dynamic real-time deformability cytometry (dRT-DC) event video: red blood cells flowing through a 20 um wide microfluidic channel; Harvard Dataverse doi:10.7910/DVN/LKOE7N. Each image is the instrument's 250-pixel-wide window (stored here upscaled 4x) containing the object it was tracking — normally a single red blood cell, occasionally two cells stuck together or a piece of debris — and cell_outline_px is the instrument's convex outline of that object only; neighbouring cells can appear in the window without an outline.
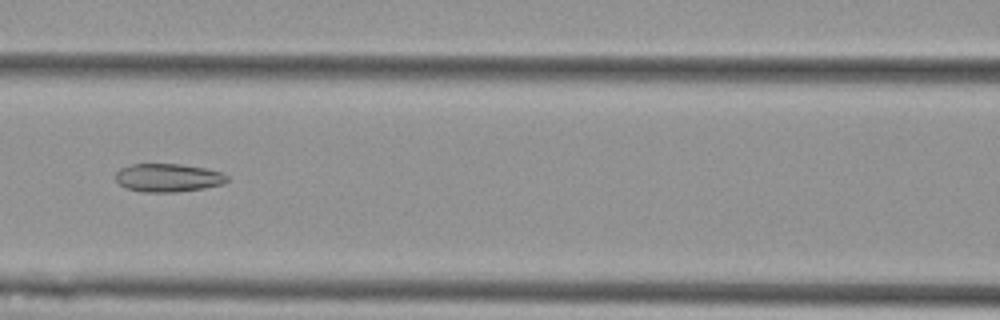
{"species": "Egyptian fruit bat (a non-hibernating species)", "species_latin": "Rousettus aegyptiacus", "temperature_condition": "cold", "stored_images_in_passage": 5, "camera_frame_rate_fps": 3000, "um_per_image_px": 0.085, "animal": {"sex": "female"}, "frame": {"image": 1, "passage_image": 3, "time_ms": 0.667, "image_size_px": [1000, 320], "cell_outline_px": [[228, 180], [220, 184], [204, 188], [176, 192], [140, 192], [124, 188], [116, 180], [116, 172], [120, 168], [132, 164], [180, 164], [204, 168], [220, 172], [228, 176]], "centroid_in_image_um": [14.24, 15.11], "position_along_channel_um": 152.4, "area_um2": 18.32}}
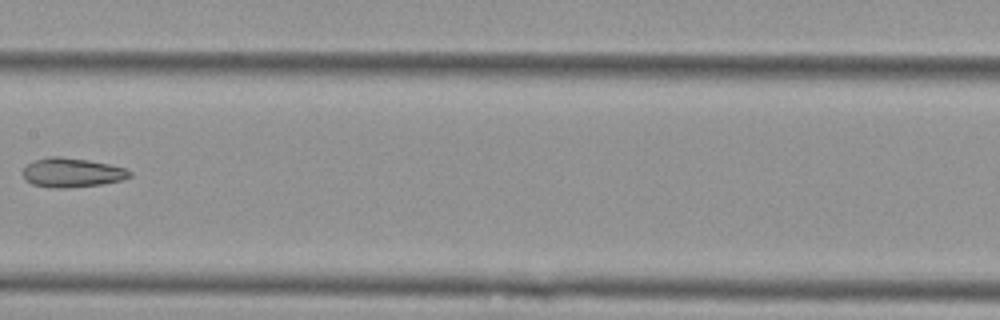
{"frame": {"image": 2, "passage_image": 4, "time_ms": 1.0, "image_size_px": [1000, 320], "cell_outline_px": [[132, 176], [124, 180], [100, 184], [68, 188], [52, 188], [32, 184], [24, 180], [24, 168], [28, 164], [36, 160], [48, 156], [60, 156], [88, 160], [128, 168], [132, 172]], "centroid_in_image_um": [6.15, 14.67], "position_along_channel_um": 201.2, "area_um2": 18.32}}
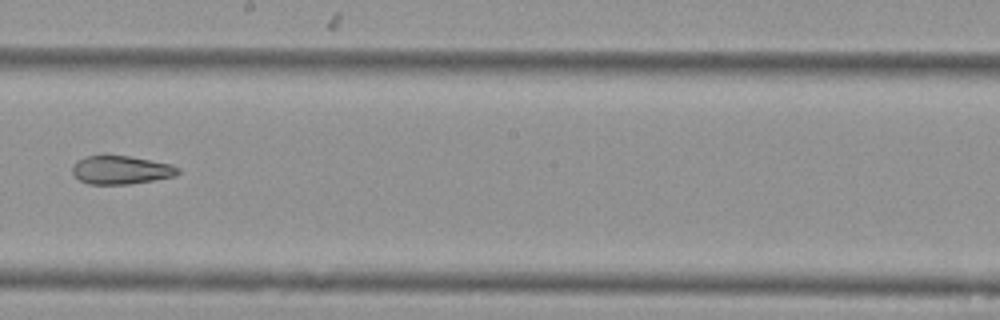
{"frame": {"image": 3, "passage_image": 5, "time_ms": 1.333, "image_size_px": [1000, 320], "cell_outline_px": [[180, 172], [172, 176], [132, 184], [88, 184], [80, 180], [72, 172], [72, 164], [76, 160], [88, 156], [104, 152], [128, 156], [172, 164], [180, 168]], "centroid_in_image_um": [10.23, 14.41], "position_along_channel_um": 238.0, "area_um2": 17.92}}